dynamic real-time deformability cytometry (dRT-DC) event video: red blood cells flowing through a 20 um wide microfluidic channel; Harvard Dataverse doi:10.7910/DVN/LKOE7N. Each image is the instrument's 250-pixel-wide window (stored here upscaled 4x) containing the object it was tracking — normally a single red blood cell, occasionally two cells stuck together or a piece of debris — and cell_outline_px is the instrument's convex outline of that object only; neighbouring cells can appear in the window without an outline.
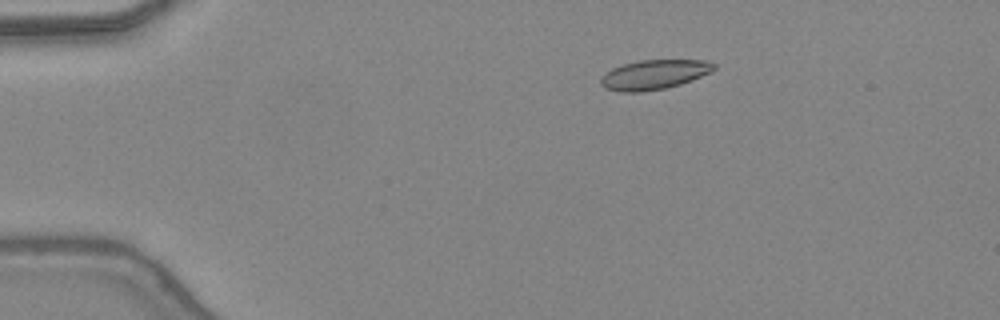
{"species": "common noctule bat (a hibernating species)", "species_latin": "Nyctalus noctula", "temperature_condition": "warm", "stored_images_in_passage": 48, "camera_frame_rate_fps": 3000, "um_per_image_px": 0.085, "animal": {"sex": "female", "body_mass_g": 24.6, "forearm_length_mm": 56.2}, "frame": {"image": 1, "passage_image": 10, "time_ms": 3.0, "image_size_px": [1000, 320], "cell_outline_px": [[716, 68], [712, 72], [692, 80], [680, 84], [664, 88], [640, 92], [620, 92], [604, 88], [600, 84], [600, 80], [612, 68], [624, 64], [640, 60], [708, 60], [716, 64]], "centroid_in_image_um": [55.64, 6.34], "position_along_channel_um": 29.4, "area_um2": 19.48}}
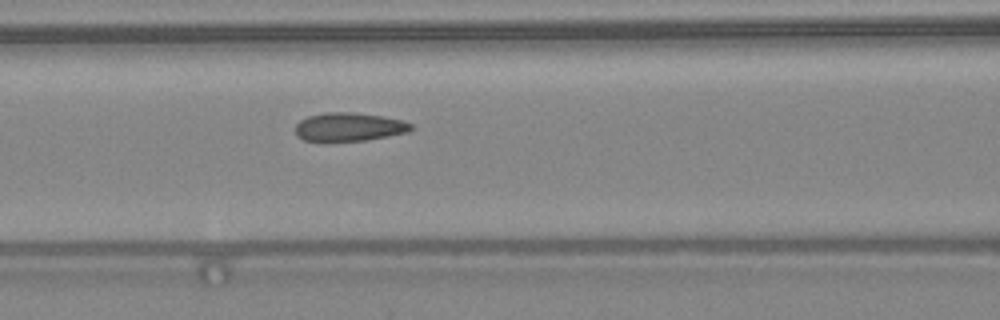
{"frame": {"image": 2, "passage_image": 22, "time_ms": 7.0, "image_size_px": [1000, 320], "cell_outline_px": [[412, 128], [408, 132], [364, 140], [304, 140], [296, 136], [296, 124], [300, 120], [308, 116], [328, 112], [352, 112], [384, 116], [400, 120], [412, 124]], "centroid_in_image_um": [29.66, 10.77], "position_along_channel_um": 136.9, "area_um2": 18.84}}
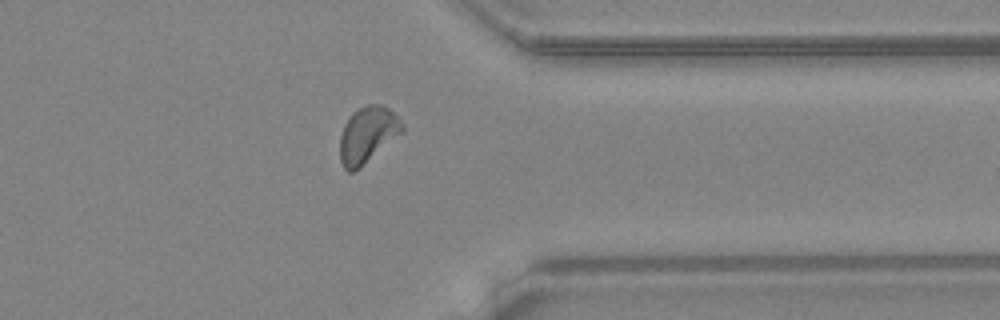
{"frame": {"image": 3, "passage_image": 39, "time_ms": 12.667, "image_size_px": [1000, 320], "cell_outline_px": [[404, 132], [360, 168], [352, 172], [348, 172], [344, 168], [340, 160], [340, 136], [344, 124], [352, 112], [364, 104], [380, 104], [388, 108], [400, 120], [404, 128]], "centroid_in_image_um": [31.24, 11.46], "position_along_channel_um": 380.2, "area_um2": 20.58}, "authors_computed_cell_mechanics": {"area_um2": 19.1896, "velocity_mm_per_s": 4.3983, "shape_relaxation_time_tau1_ms": 9.0043, "shape_relaxation_time_tau2_ms": 1.2073, "deformation_change_tau1": 0.1874, "deformation_change_tau2": 0.0801}}